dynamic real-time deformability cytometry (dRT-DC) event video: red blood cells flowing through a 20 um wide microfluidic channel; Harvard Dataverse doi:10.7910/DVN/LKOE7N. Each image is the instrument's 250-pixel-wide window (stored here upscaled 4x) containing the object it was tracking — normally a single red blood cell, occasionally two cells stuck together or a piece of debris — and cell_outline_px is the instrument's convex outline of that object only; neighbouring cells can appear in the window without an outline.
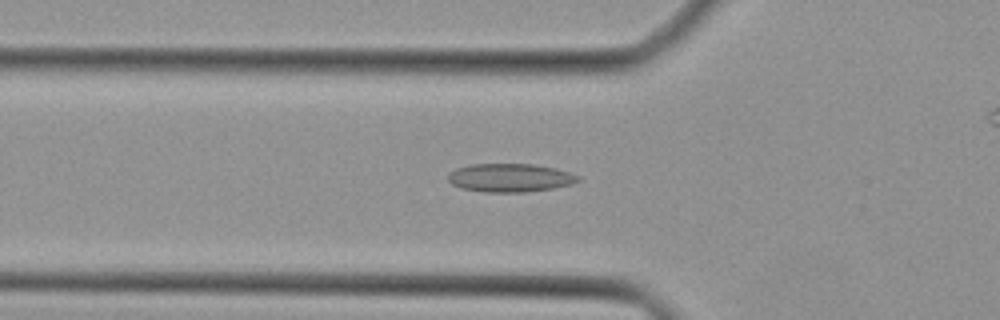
{"species": "Egyptian fruit bat (a non-hibernating species)", "species_latin": "Rousettus aegyptiacus", "temperature_condition": "cold", "stored_images_in_passage": 33, "camera_frame_rate_fps": 3000, "um_per_image_px": 0.085, "animal": {"sex": "female"}, "frame": {"image": 1, "passage_image": 9, "time_ms": 2.667, "image_size_px": [1000, 320], "cell_outline_px": [[580, 180], [572, 184], [552, 188], [528, 192], [484, 192], [460, 188], [452, 184], [448, 180], [448, 172], [456, 168], [472, 164], [536, 164], [556, 168], [580, 176]], "centroid_in_image_um": [43.34, 15.11], "position_along_channel_um": 82.5, "area_um2": 21.68}}
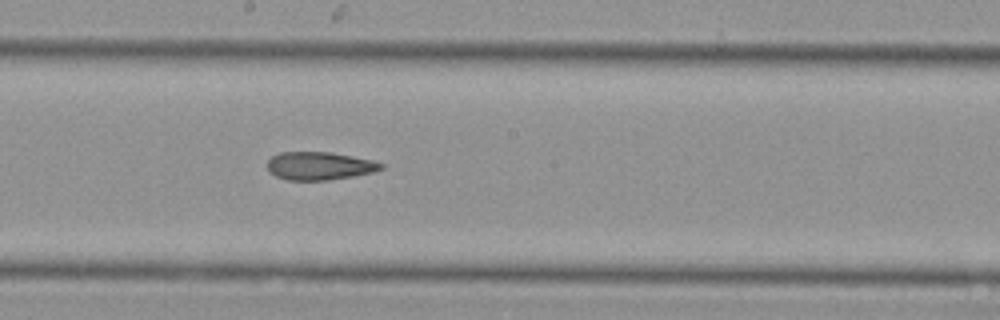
{"frame": {"image": 2, "passage_image": 18, "time_ms": 5.667, "image_size_px": [1000, 320], "cell_outline_px": [[384, 168], [372, 172], [352, 176], [328, 180], [288, 180], [276, 176], [268, 172], [268, 160], [272, 156], [280, 152], [332, 152], [372, 160], [384, 164]], "centroid_in_image_um": [27.14, 14.09], "position_along_channel_um": 221.1, "area_um2": 18.55}}
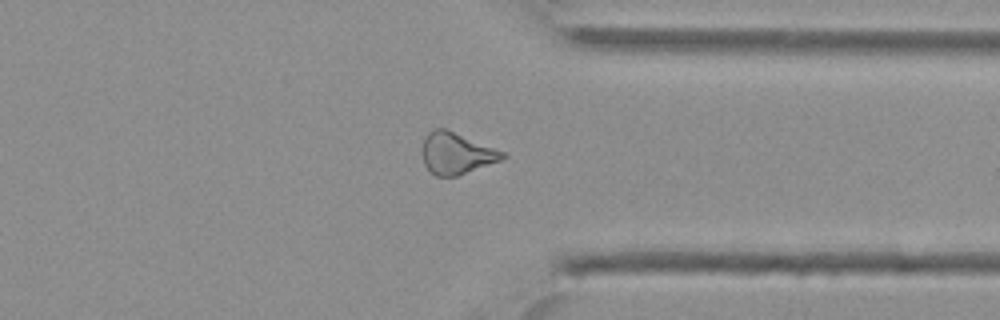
{"frame": {"image": 3, "passage_image": 28, "time_ms": 9.0, "image_size_px": [1000, 320], "cell_outline_px": [[508, 156], [500, 160], [456, 176], [436, 176], [424, 164], [424, 140], [428, 132], [436, 128], [444, 128], [504, 152]], "centroid_in_image_um": [38.8, 13.03], "position_along_channel_um": 372.6, "area_um2": 18.73}}